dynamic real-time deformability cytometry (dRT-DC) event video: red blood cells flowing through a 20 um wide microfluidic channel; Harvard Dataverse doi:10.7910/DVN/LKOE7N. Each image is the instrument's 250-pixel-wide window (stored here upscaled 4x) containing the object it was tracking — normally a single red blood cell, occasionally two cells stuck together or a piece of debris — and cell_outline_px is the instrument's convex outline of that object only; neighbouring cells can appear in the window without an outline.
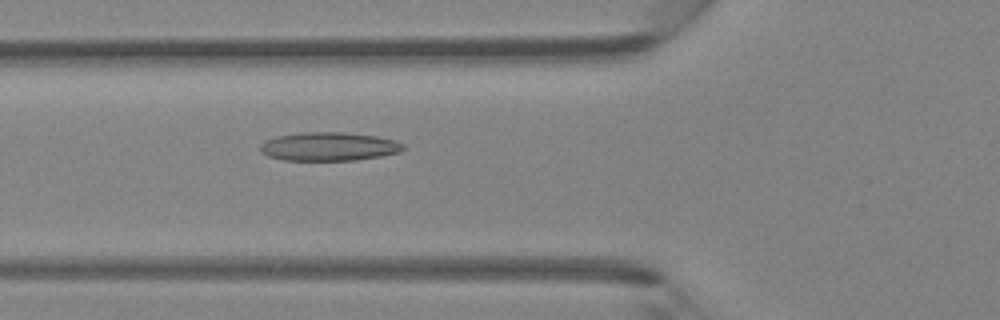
{"species": "Egyptian fruit bat (a non-hibernating species)", "species_latin": "Rousettus aegyptiacus", "temperature_condition": "room temperature", "stored_images_in_passage": 46, "camera_frame_rate_fps": 3000, "um_per_image_px": 0.085, "animal": {"sex": "female"}, "frame": {"image": 1, "passage_image": 17, "time_ms": 5.333, "image_size_px": [1000, 320], "cell_outline_px": [[404, 148], [400, 152], [380, 156], [356, 160], [284, 160], [268, 156], [260, 152], [260, 144], [264, 140], [276, 136], [300, 132], [344, 132], [376, 136], [396, 140], [404, 144]], "centroid_in_image_um": [27.93, 12.45], "position_along_channel_um": 97.9, "area_um2": 23.99}}
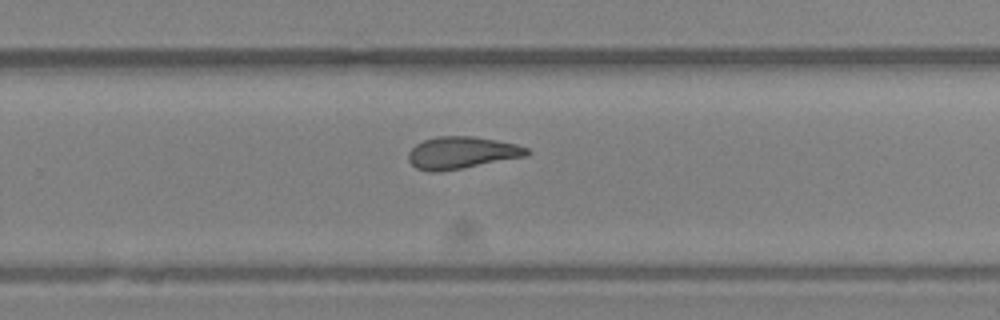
{"frame": {"image": 2, "passage_image": 30, "time_ms": 9.667, "image_size_px": [1000, 320], "cell_outline_px": [[532, 152], [528, 156], [440, 172], [428, 172], [416, 168], [408, 160], [408, 152], [416, 144], [424, 140], [436, 136], [472, 136], [496, 140], [516, 144], [528, 148]], "centroid_in_image_um": [39.25, 12.98], "position_along_channel_um": 290.6, "area_um2": 22.31}}
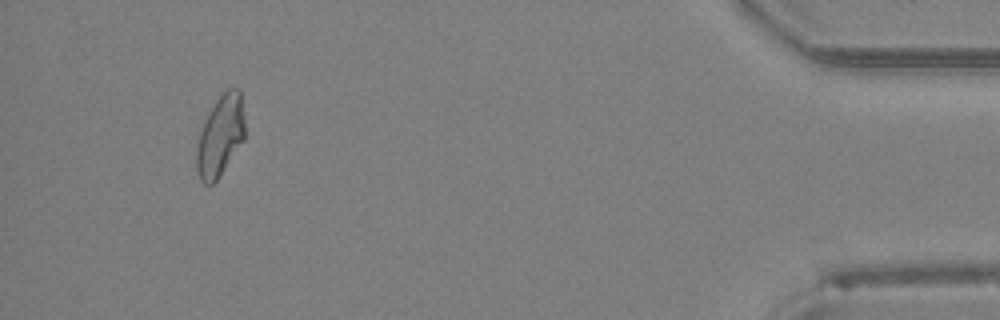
{"frame": {"image": 3, "passage_image": 43, "time_ms": 14.0, "image_size_px": [1000, 320], "cell_outline_px": [[244, 140], [216, 180], [212, 184], [204, 184], [200, 180], [196, 168], [196, 148], [200, 132], [208, 112], [216, 100], [228, 88], [240, 88], [244, 116]], "centroid_in_image_um": [18.72, 11.53], "position_along_channel_um": 416.5, "area_um2": 22.6}}